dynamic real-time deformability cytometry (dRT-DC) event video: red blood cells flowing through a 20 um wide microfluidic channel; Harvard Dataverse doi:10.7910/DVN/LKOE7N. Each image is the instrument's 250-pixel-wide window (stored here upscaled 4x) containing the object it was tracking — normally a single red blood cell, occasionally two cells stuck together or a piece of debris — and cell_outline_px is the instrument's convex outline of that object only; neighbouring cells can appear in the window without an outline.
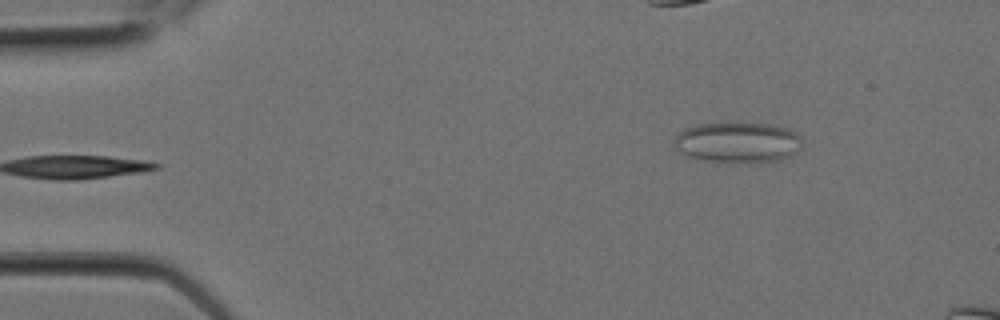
{"species": "Egyptian fruit bat (a non-hibernating species)", "species_latin": "Rousettus aegyptiacus", "temperature_condition": "room temperature", "stored_images_in_passage": 7, "segment_of_instrument_passage": [2, 2], "camera_frame_rate_fps": 3000, "um_per_image_px": 0.085, "animal": {"sex": "female"}, "frame": {"image": 1, "passage_image": 7, "time_ms": 2.0, "image_size_px": [1000, 320], "cell_outline_px": [[804, 148], [792, 156], [780, 160], [752, 164], [732, 164], [704, 160], [688, 156], [680, 152], [676, 148], [676, 136], [684, 128], [696, 124], [776, 124], [788, 128], [796, 132], [804, 140]], "centroid_in_image_um": [62.82, 12.15], "position_along_channel_um": 22.2, "area_um2": 31.1}}